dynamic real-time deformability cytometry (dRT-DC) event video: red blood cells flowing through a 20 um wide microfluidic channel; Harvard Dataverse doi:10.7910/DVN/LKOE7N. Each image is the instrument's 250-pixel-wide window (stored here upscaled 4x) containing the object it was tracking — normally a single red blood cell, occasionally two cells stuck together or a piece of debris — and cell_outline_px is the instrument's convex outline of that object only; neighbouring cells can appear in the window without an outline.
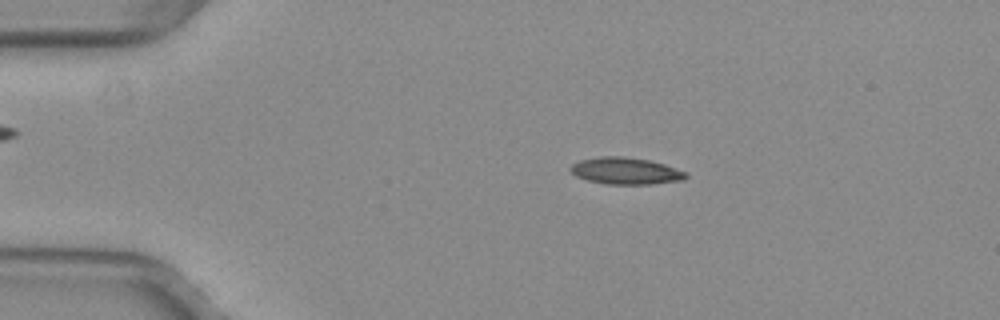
{"species": "common noctule bat (a hibernating species)", "species_latin": "Nyctalus noctula", "temperature_condition": "warm", "stored_images_in_passage": 51, "camera_frame_rate_fps": 3000, "um_per_image_px": 0.085, "animal": {"sex": "female", "body_mass_g": 29.2, "forearm_length_mm": 56.3}, "frame": {"image": 1, "passage_image": 10, "time_ms": 3.0, "image_size_px": [1000, 320], "cell_outline_px": [[688, 176], [684, 180], [652, 184], [608, 184], [588, 180], [576, 176], [568, 168], [572, 164], [580, 160], [604, 156], [620, 156], [648, 160], [664, 164], [688, 172]], "centroid_in_image_um": [53.21, 14.53], "position_along_channel_um": 31.8, "area_um2": 17.98}}
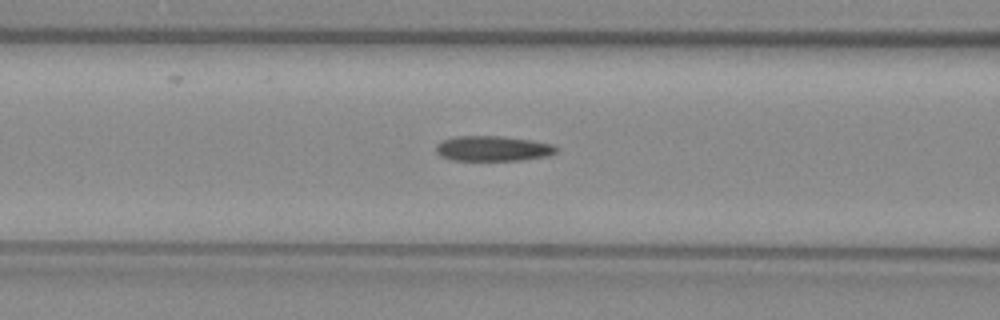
{"frame": {"image": 2, "passage_image": 21, "time_ms": 6.667, "image_size_px": [1000, 320], "cell_outline_px": [[560, 148], [556, 152], [548, 156], [520, 160], [452, 160], [440, 156], [436, 152], [436, 144], [444, 140], [456, 136], [500, 136], [528, 140], [552, 144]], "centroid_in_image_um": [41.89, 12.63], "position_along_channel_um": 124.7, "area_um2": 17.57}}
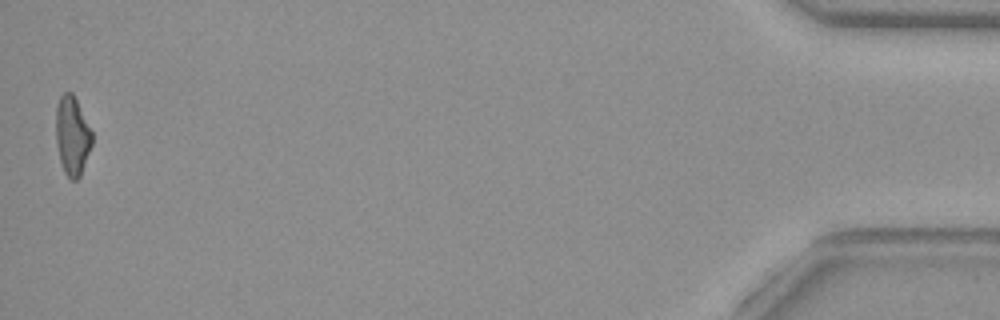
{"frame": {"image": 3, "passage_image": 51, "time_ms": 16.667, "image_size_px": [1000, 320], "cell_outline_px": [[92, 144], [80, 176], [76, 180], [72, 180], [64, 172], [60, 160], [56, 144], [56, 108], [60, 96], [64, 92], [72, 92], [92, 132]], "centroid_in_image_um": [6.13, 11.54], "position_along_channel_um": 429.1, "area_um2": 16.42}, "authors_computed_cell_mechanics": {"area_um2": 17.4556, "velocity_mm_per_s": 4.0207, "shape_relaxation_time_tau1_ms": null, "shape_relaxation_time_tau2_ms": 4.6575, "deformation_change_tau1": null, "deformation_change_tau2": 0.139}}